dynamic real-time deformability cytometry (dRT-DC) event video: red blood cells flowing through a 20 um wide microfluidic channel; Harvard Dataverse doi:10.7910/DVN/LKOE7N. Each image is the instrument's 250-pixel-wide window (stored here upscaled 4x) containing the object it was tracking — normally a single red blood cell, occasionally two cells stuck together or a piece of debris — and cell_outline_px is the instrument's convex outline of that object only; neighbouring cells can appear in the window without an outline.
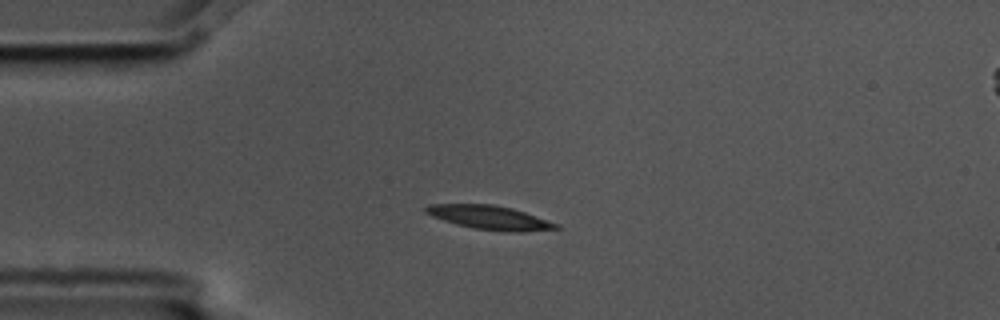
{"species": "common noctule bat (a hibernating species)", "species_latin": "Nyctalus noctula", "temperature_condition": "cold", "stored_images_in_passage": 12, "camera_frame_rate_fps": 3000, "um_per_image_px": 0.085, "animal": {"sex": "male", "body_mass_g": 17.5, "forearm_length_mm": 52.3}, "frame": {"image": 1, "passage_image": 1, "time_ms": 0.0, "image_size_px": [1000, 320], "cell_outline_px": [[560, 228], [524, 232], [504, 232], [472, 228], [456, 224], [432, 216], [424, 212], [424, 208], [428, 204], [492, 204], [512, 208], [560, 224]], "centroid_in_image_um": [41.63, 18.5], "position_along_channel_um": 43.4, "area_um2": 18.21}}
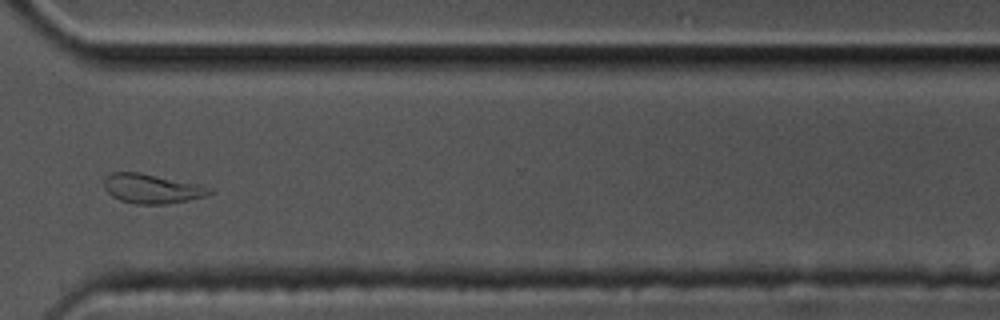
{"frame": {"image": 2, "passage_image": 9, "time_ms": 2.667, "image_size_px": [1000, 320], "cell_outline_px": [[212, 192], [204, 196], [188, 200], [168, 204], [136, 204], [120, 200], [112, 196], [104, 188], [104, 180], [112, 172], [140, 172], [200, 184], [212, 188]], "centroid_in_image_um": [12.92, 16.03], "position_along_channel_um": 357.7, "area_um2": 18.09}}
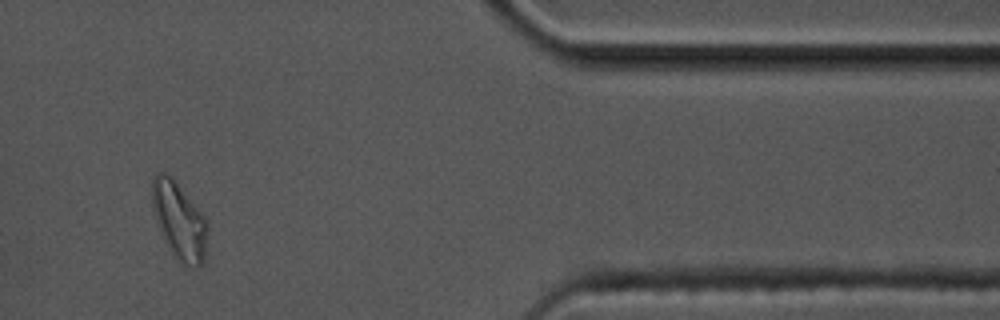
{"frame": {"image": 3, "passage_image": 10, "time_ms": 3.0, "image_size_px": [1000, 320], "cell_outline_px": [[208, 228], [204, 264], [192, 268], [184, 264], [168, 248], [164, 240], [156, 220], [152, 208], [152, 176], [160, 172], [164, 172], [172, 176], [204, 216], [208, 224]], "centroid_in_image_um": [15.24, 18.75], "position_along_channel_um": 396.2, "area_um2": 24.91}}